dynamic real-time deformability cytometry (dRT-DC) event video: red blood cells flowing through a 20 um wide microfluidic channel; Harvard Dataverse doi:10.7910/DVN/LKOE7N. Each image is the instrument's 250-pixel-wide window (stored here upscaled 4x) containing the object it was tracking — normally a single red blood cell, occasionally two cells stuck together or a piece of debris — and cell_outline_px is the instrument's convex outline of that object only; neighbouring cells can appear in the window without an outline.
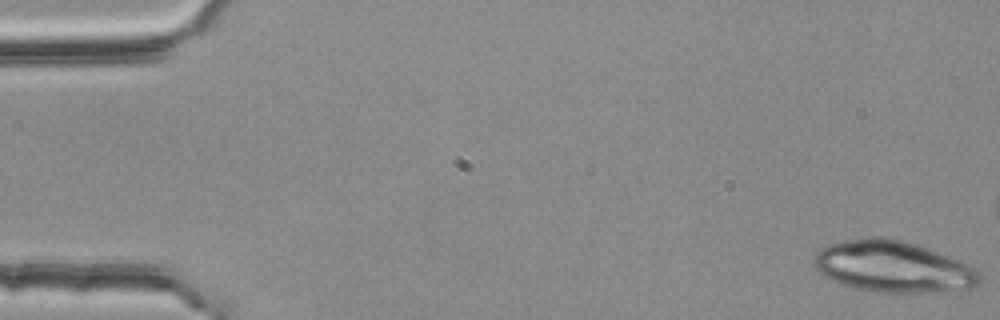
{"species": "common noctule bat (a hibernating species)", "species_latin": "Nyctalus noctula", "temperature_condition": "room temperature", "stored_images_in_passage": 5, "camera_frame_rate_fps": 3000, "um_per_image_px": 0.085, "animal": {"sex": "female", "body_mass_g": 25.1}, "frame": {"image": 1, "passage_image": 1, "time_ms": 0.0, "image_size_px": [1000, 320], "cell_outline_px": [[980, 284], [972, 288], [928, 292], [876, 292], [852, 288], [840, 284], [824, 276], [816, 268], [816, 252], [820, 248], [828, 244], [864, 236], [884, 236], [904, 240], [916, 244], [968, 264], [976, 268], [980, 272]], "centroid_in_image_um": [75.9, 22.66], "position_along_channel_um": 9.1, "area_um2": 49.65}}